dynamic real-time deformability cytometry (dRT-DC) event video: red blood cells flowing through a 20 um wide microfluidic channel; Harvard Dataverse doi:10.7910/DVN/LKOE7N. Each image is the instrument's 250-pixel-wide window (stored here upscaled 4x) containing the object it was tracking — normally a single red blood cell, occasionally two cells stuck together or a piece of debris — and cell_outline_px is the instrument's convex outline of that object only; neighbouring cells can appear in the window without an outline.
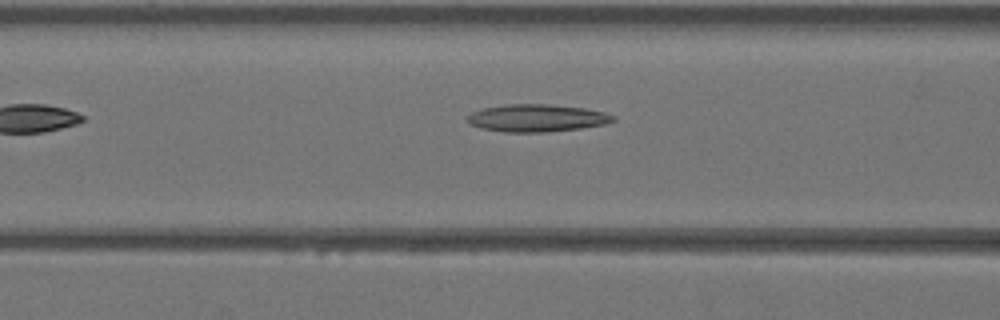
{"species": "Egyptian fruit bat (a non-hibernating species)", "species_latin": "Rousettus aegyptiacus", "temperature_condition": "warm", "stored_images_in_passage": 5, "camera_frame_rate_fps": 3000, "um_per_image_px": 0.085, "animal": {"sex": "female"}, "frame": {"image": 1, "passage_image": 4, "time_ms": 1.0, "image_size_px": [1000, 320], "cell_outline_px": [[616, 120], [604, 124], [580, 128], [548, 132], [504, 132], [480, 128], [468, 124], [468, 116], [472, 112], [484, 108], [504, 104], [548, 104], [584, 108], [604, 112], [616, 116]], "centroid_in_image_um": [45.62, 10.03], "position_along_channel_um": 121.0, "area_um2": 23.35}}